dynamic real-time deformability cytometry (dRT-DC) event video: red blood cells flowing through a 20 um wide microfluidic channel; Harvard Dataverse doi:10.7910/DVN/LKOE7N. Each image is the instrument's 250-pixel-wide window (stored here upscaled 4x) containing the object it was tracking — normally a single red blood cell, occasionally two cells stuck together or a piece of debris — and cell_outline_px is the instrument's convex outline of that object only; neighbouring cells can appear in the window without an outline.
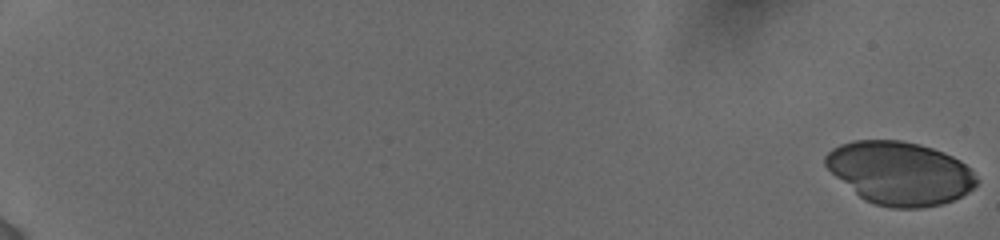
{"species": "human", "species_latin": "Homo sapiens", "temperature_condition": "cold", "stored_images_in_passage": 36, "camera_frame_rate_fps": 3000, "um_per_image_px": 0.085, "donor": {"sex": "female"}, "frame": {"image": 1, "passage_image": 1, "time_ms": 0.0, "image_size_px": [1000, 240], "cell_outline_px": [[980, 180], [968, 192], [944, 204], [924, 208], [892, 208], [876, 204], [864, 200], [836, 176], [824, 164], [824, 156], [832, 148], [840, 144], [852, 140], [900, 140], [920, 144], [944, 152], [960, 160], [972, 168]], "centroid_in_image_um": [76.52, 14.71], "position_along_channel_um": 8.5, "area_um2": 55.83}}